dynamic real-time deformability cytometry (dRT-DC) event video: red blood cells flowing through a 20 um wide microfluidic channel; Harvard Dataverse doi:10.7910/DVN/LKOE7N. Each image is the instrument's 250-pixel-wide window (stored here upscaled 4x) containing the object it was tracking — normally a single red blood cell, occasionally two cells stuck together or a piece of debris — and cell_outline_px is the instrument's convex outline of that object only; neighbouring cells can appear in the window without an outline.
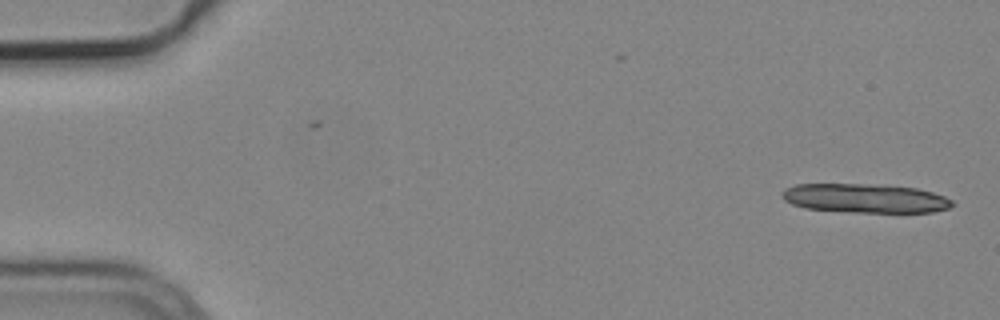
{"species": "common noctule bat (a hibernating species)", "species_latin": "Nyctalus noctula", "temperature_condition": "cold", "stored_images_in_passage": 2, "camera_frame_rate_fps": 3000, "um_per_image_px": 0.085, "animal": {"sex": "male", "body_mass_g": 19.2, "forearm_length_mm": 51.8}, "frame": {"image": 1, "passage_image": 2, "time_ms": 0.333, "image_size_px": [1000, 320], "cell_outline_px": [[956, 204], [948, 208], [932, 212], [852, 212], [804, 208], [792, 204], [784, 200], [780, 196], [780, 192], [784, 188], [796, 184], [864, 184], [916, 188], [932, 192], [944, 196], [952, 200]], "centroid_in_image_um": [73.49, 16.85], "position_along_channel_um": 11.5, "area_um2": 28.84}}